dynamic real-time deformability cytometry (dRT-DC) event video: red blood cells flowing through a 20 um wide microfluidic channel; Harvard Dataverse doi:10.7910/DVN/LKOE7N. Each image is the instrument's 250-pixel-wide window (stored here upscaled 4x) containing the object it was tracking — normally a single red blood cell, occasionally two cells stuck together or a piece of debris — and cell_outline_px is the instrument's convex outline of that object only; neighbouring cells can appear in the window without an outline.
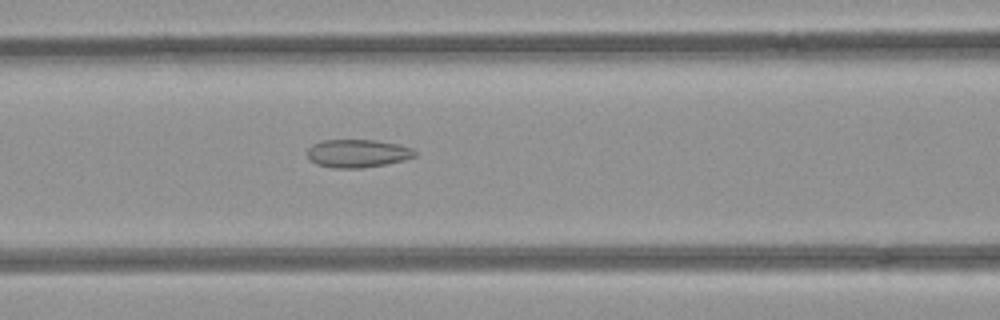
{"species": "common noctule bat (a hibernating species)", "species_latin": "Nyctalus noctula", "temperature_condition": "room temperature", "stored_images_in_passage": 42, "camera_frame_rate_fps": 3000, "um_per_image_px": 0.085, "animal": {"sex": "female", "body_mass_g": 21.9}, "frame": {"image": 1, "passage_image": 12, "time_ms": 3.667, "image_size_px": [1000, 320], "cell_outline_px": [[416, 156], [404, 160], [384, 164], [360, 168], [332, 168], [316, 164], [308, 160], [308, 148], [312, 144], [320, 140], [376, 140], [396, 144], [412, 148], [416, 152]], "centroid_in_image_um": [30.35, 13.04], "position_along_channel_um": 136.2, "area_um2": 17.63}}
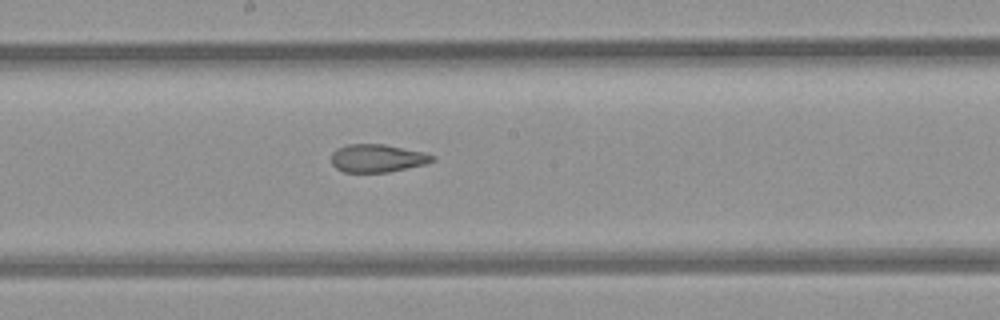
{"frame": {"image": 2, "passage_image": 18, "time_ms": 5.667, "image_size_px": [1000, 320], "cell_outline_px": [[436, 160], [424, 164], [388, 172], [344, 172], [336, 168], [332, 164], [332, 152], [336, 148], [348, 144], [384, 144], [424, 152], [436, 156]], "centroid_in_image_um": [32.07, 13.44], "position_along_channel_um": 216.1, "area_um2": 16.47}}
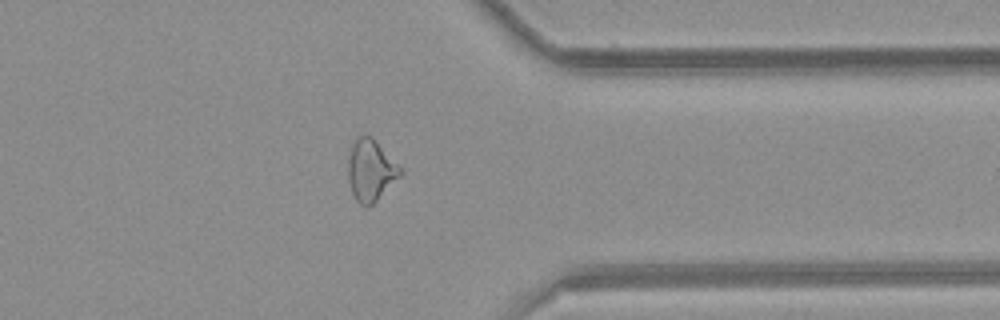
{"frame": {"image": 3, "passage_image": 31, "time_ms": 10.0, "image_size_px": [1000, 320], "cell_outline_px": [[404, 172], [368, 208], [364, 208], [356, 200], [352, 192], [348, 180], [348, 160], [352, 144], [356, 136], [372, 136], [404, 168]], "centroid_in_image_um": [31.53, 14.46], "position_along_channel_um": 379.9, "area_um2": 18.96}, "authors_computed_cell_mechanics": {"area_um2": 18.2937, "velocity_mm_per_s": 3.9905, "shape_relaxation_time_tau1_ms": null, "shape_relaxation_time_tau2_ms": 2.1397, "deformation_change_tau1": null, "deformation_change_tau2": 0.1044}}